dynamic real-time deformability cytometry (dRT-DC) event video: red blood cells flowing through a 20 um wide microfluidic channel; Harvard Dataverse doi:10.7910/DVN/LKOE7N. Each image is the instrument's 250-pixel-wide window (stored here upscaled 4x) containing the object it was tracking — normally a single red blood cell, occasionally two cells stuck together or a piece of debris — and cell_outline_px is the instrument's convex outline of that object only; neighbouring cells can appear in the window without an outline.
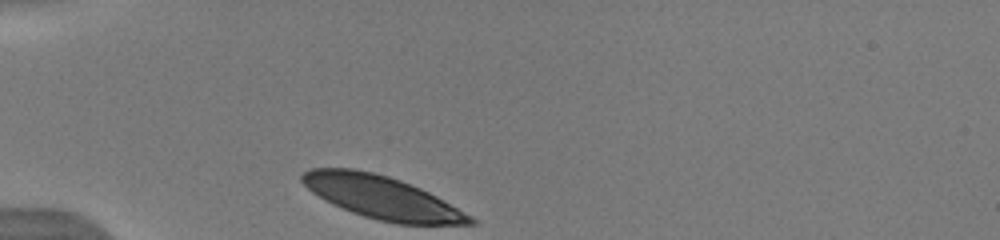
{"species": "human", "species_latin": "Homo sapiens", "temperature_condition": "warm", "stored_images_in_passage": 31, "camera_frame_rate_fps": 3000, "um_per_image_px": 0.085, "donor": {"sex": "male"}, "frame": {"image": 1, "passage_image": 1, "time_ms": 0.0, "image_size_px": [1000, 240], "cell_outline_px": [[476, 224], [396, 224], [364, 216], [352, 212], [332, 204], [324, 200], [312, 192], [300, 180], [300, 176], [308, 168], [352, 168], [372, 172], [388, 176], [400, 180], [420, 188], [436, 196], [472, 216], [476, 220]], "centroid_in_image_um": [32.44, 16.77], "position_along_channel_um": 52.6, "area_um2": 41.62}}
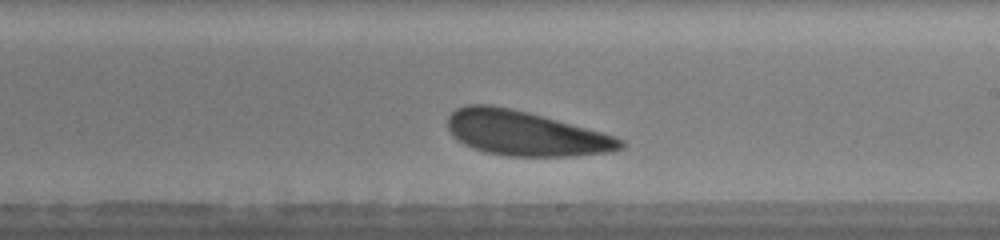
{"frame": {"image": 2, "passage_image": 18, "time_ms": 5.667, "image_size_px": [1000, 240], "cell_outline_px": [[624, 148], [612, 152], [576, 156], [508, 156], [484, 152], [472, 148], [464, 144], [452, 136], [448, 128], [448, 116], [456, 108], [468, 104], [492, 104], [512, 108], [528, 112], [600, 132], [624, 140]], "centroid_in_image_um": [44.62, 11.34], "position_along_channel_um": 244.4, "area_um2": 45.03}}
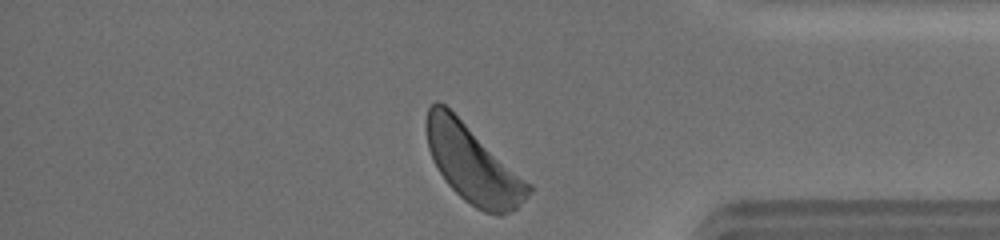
{"frame": {"image": 3, "passage_image": 31, "time_ms": 10.0, "image_size_px": [1000, 240], "cell_outline_px": [[532, 192], [512, 212], [500, 216], [496, 216], [484, 212], [476, 208], [464, 200], [444, 180], [432, 160], [428, 148], [428, 108], [436, 100], [444, 104], [532, 184]], "centroid_in_image_um": [40.23, 14.01], "position_along_channel_um": 395.0, "area_um2": 45.55}, "authors_computed_cell_mechanics": {"area_um2": 44.5638, "velocity_mm_per_s": 3.7993, "shape_relaxation_time_tau1_ms": 1.736, "shape_relaxation_time_tau2_ms": 6.9211, "deformation_change_tau1": 0.0867, "deformation_change_tau2": 0.1779}}